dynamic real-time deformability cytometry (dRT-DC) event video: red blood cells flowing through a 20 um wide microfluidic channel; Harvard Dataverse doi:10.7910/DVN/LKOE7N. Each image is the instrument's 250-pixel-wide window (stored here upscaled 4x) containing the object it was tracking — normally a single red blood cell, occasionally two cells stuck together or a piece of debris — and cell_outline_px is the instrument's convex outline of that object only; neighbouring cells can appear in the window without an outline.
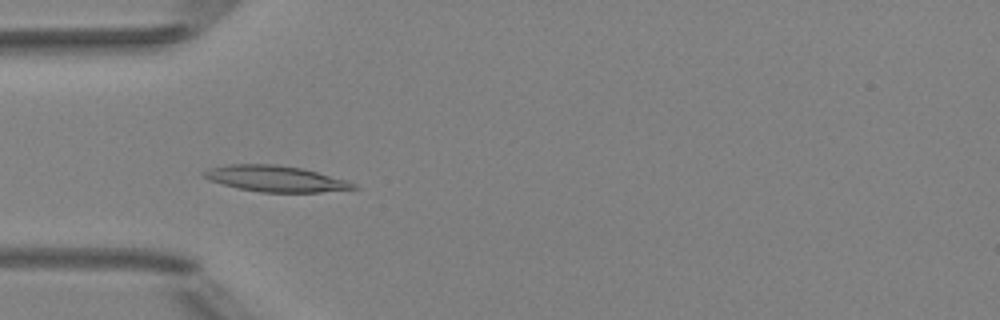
{"species": "Egyptian fruit bat (a non-hibernating species)", "species_latin": "Rousettus aegyptiacus", "temperature_condition": "room temperature", "stored_images_in_passage": 5, "camera_frame_rate_fps": 3000, "um_per_image_px": 0.085, "animal": {"sex": "female"}, "frame": {"image": 1, "passage_image": 4, "time_ms": 4.333, "image_size_px": [1000, 320], "cell_outline_px": [[360, 188], [320, 192], [260, 192], [236, 188], [208, 180], [200, 172], [208, 168], [228, 164], [276, 164], [300, 168], [316, 172], [344, 180], [356, 184]], "centroid_in_image_um": [23.34, 15.19], "position_along_channel_um": 61.7, "area_um2": 22.6}}
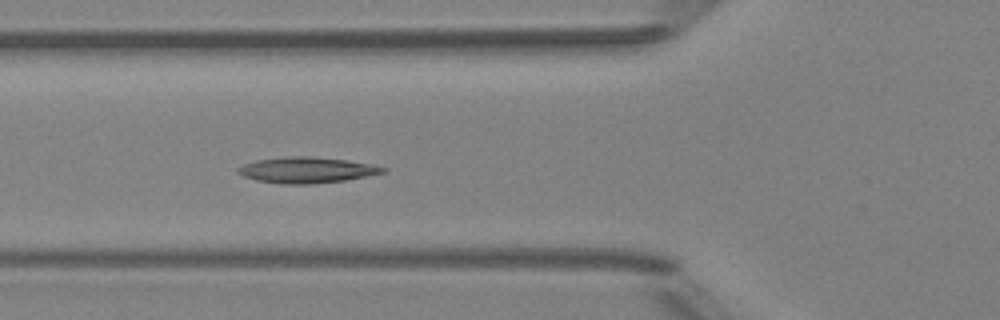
{"frame": {"image": 2, "passage_image": 5, "time_ms": 5.333, "image_size_px": [1000, 320], "cell_outline_px": [[388, 172], [344, 180], [308, 184], [284, 184], [256, 180], [244, 176], [236, 172], [236, 168], [244, 164], [256, 160], [284, 156], [312, 156], [348, 160], [372, 164], [388, 168]], "centroid_in_image_um": [26.08, 14.44], "position_along_channel_um": 99.7, "area_um2": 21.96}}